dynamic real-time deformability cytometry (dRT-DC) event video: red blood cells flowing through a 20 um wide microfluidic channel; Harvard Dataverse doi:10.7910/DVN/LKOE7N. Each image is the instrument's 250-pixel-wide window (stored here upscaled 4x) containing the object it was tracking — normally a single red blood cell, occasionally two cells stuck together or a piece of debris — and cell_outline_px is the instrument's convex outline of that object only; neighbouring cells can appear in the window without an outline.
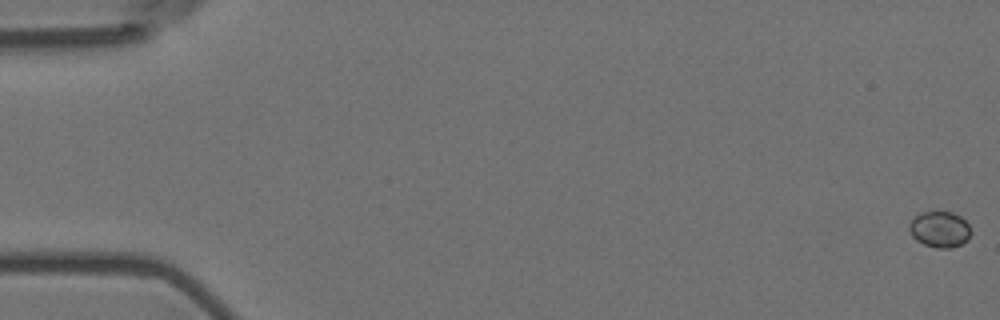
{"species": "Egyptian fruit bat (a non-hibernating species)", "species_latin": "Rousettus aegyptiacus", "temperature_condition": "room temperature", "stored_images_in_passage": 58, "camera_frame_rate_fps": 3000, "um_per_image_px": 0.085, "animal": {"sex": "female"}, "frame": {"image": 1, "passage_image": 1, "time_ms": 0.0, "image_size_px": [1000, 320], "cell_outline_px": [[972, 232], [968, 240], [952, 248], [936, 248], [924, 244], [916, 240], [912, 236], [908, 228], [908, 224], [912, 216], [920, 212], [952, 212], [960, 216], [968, 224]], "centroid_in_image_um": [79.85, 19.49], "position_along_channel_um": 5.1, "area_um2": 13.18}}
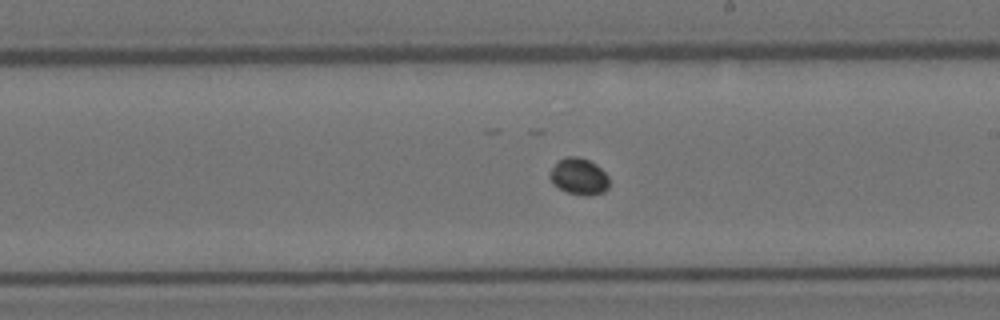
{"frame": {"image": 2, "passage_image": 34, "time_ms": 11.0, "image_size_px": [1000, 320], "cell_outline_px": [[608, 188], [604, 192], [588, 196], [584, 196], [568, 192], [552, 184], [548, 176], [552, 168], [564, 156], [580, 156], [596, 164], [608, 176]], "centroid_in_image_um": [49.2, 15.0], "position_along_channel_um": 239.8, "area_um2": 12.66}}
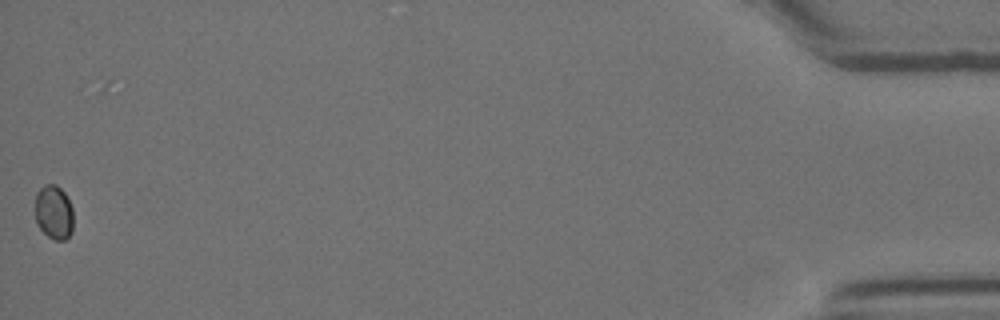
{"frame": {"image": 3, "passage_image": 58, "time_ms": 19.0, "image_size_px": [1000, 320], "cell_outline_px": [[72, 232], [64, 240], [56, 240], [48, 236], [36, 224], [36, 192], [44, 184], [56, 184], [64, 192], [72, 208]], "centroid_in_image_um": [4.57, 18.03], "position_along_channel_um": 430.6, "area_um2": 11.96}}